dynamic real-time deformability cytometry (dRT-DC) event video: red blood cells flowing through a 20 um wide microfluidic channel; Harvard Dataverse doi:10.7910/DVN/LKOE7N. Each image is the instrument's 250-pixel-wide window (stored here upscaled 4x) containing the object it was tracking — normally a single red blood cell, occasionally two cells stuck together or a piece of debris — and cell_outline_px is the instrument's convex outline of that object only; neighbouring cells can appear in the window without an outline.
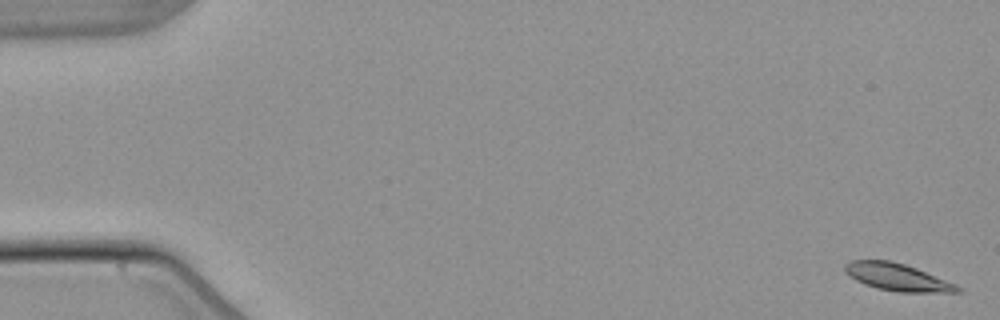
{"species": "common noctule bat (a hibernating species)", "species_latin": "Nyctalus noctula", "temperature_condition": "warm", "stored_images_in_passage": 6, "camera_frame_rate_fps": 3000, "um_per_image_px": 0.085, "animal": {"sex": "male", "body_mass_g": 21.5, "forearm_length_mm": 52.0}, "frame": {"image": 1, "passage_image": 1, "time_ms": 0.0, "image_size_px": [1000, 320], "cell_outline_px": [[960, 292], [900, 292], [876, 288], [864, 284], [856, 280], [844, 272], [844, 264], [852, 260], [892, 260], [916, 268], [956, 284], [960, 288]], "centroid_in_image_um": [76.23, 23.55], "position_along_channel_um": 8.8, "area_um2": 17.8}}